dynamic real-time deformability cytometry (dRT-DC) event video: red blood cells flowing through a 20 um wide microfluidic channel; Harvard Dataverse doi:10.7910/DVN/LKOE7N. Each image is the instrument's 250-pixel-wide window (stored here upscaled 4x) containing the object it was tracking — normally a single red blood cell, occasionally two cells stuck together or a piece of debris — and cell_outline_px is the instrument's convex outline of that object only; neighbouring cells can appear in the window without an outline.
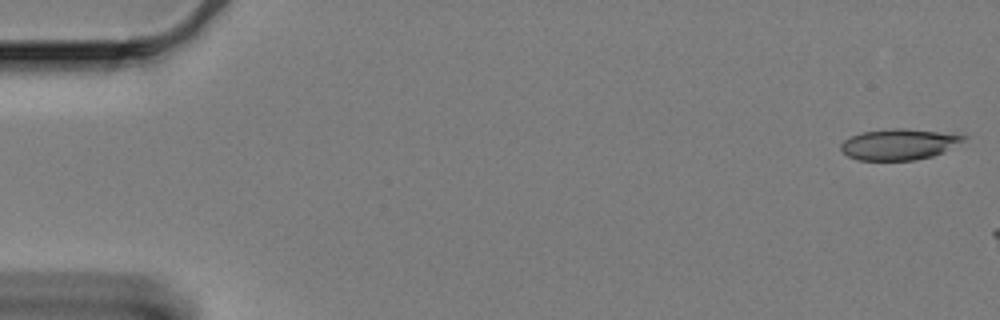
{"species": "Egyptian fruit bat (a non-hibernating species)", "species_latin": "Rousettus aegyptiacus", "temperature_condition": "cold", "stored_images_in_passage": 9, "camera_frame_rate_fps": 3000, "um_per_image_px": 0.085, "animal": {"sex": "female"}, "frame": {"image": 1, "passage_image": 1, "time_ms": 0.0, "image_size_px": [1000, 320], "cell_outline_px": [[968, 136], [964, 140], [944, 152], [932, 156], [912, 160], [856, 160], [848, 156], [840, 148], [840, 144], [844, 140], [852, 136], [864, 132], [892, 128], [904, 128]], "centroid_in_image_um": [76.38, 12.27], "position_along_channel_um": 8.6, "area_um2": 21.79}}